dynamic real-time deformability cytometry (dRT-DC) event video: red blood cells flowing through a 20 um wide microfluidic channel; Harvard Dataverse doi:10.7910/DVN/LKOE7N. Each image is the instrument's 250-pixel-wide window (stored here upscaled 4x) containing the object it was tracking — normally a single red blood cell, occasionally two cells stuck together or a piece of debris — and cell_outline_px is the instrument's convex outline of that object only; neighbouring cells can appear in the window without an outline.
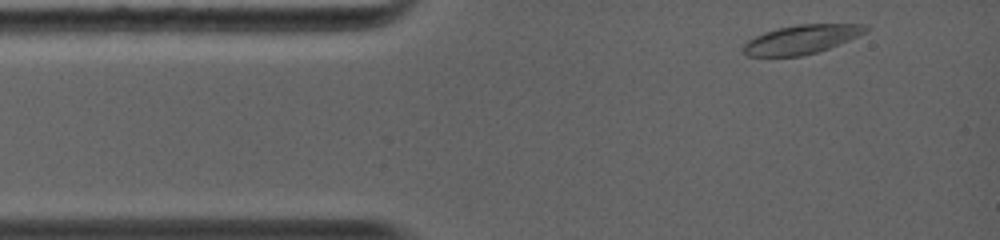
{"species": "common noctule bat (a hibernating species)", "species_latin": "Nyctalus noctula", "temperature_condition": "warm", "stored_images_in_passage": 32, "camera_frame_rate_fps": 5000, "um_per_image_px": 0.085, "animal": {"sex": "female", "body_mass_g": 19.0, "forearm_length_mm": 56.7}, "frame": {"image": 1, "passage_image": 3, "time_ms": 0.4, "image_size_px": [1000, 240], "cell_outline_px": [[872, 28], [868, 32], [828, 48], [816, 52], [800, 56], [748, 56], [740, 48], [748, 40], [764, 32], [776, 28], [796, 24], [868, 24]], "centroid_in_image_um": [68.15, 3.33], "position_along_channel_um": 16.9, "area_um2": 20.75}}
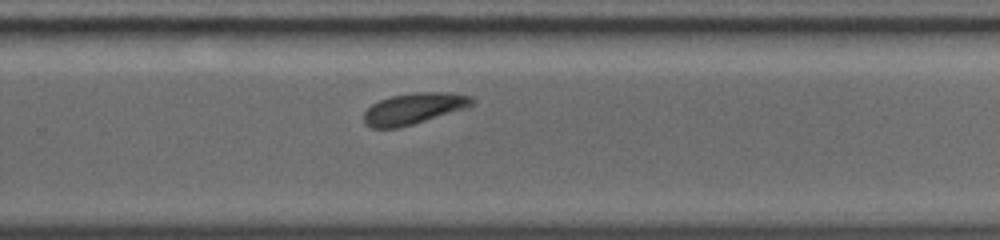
{"frame": {"image": 2, "passage_image": 20, "time_ms": 7.8, "image_size_px": [1000, 240], "cell_outline_px": [[476, 100], [468, 108], [400, 128], [372, 128], [364, 124], [364, 112], [372, 104], [380, 100], [392, 96], [416, 92], [448, 92], [472, 96]], "centroid_in_image_um": [35.2, 9.23], "position_along_channel_um": 294.6, "area_um2": 19.83}}
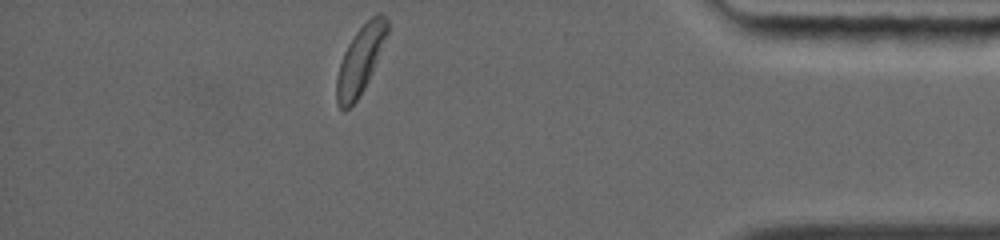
{"frame": {"image": 3, "passage_image": 32, "time_ms": 11.2, "image_size_px": [1000, 240], "cell_outline_px": [[388, 32], [368, 80], [364, 88], [356, 100], [344, 112], [340, 108], [336, 100], [336, 80], [340, 64], [344, 52], [348, 44], [356, 32], [376, 12], [380, 12], [388, 20]], "centroid_in_image_um": [30.61, 5.09], "position_along_channel_um": 404.6, "area_um2": 19.54}, "authors_computed_cell_mechanics": {"area_um2": 20.0277, "velocity_mm_per_s": 4.355, "shape_relaxation_time_tau1_ms": 1.778, "shape_relaxation_time_tau2_ms": null, "deformation_change_tau1": 0.1224, "deformation_change_tau2": null}}